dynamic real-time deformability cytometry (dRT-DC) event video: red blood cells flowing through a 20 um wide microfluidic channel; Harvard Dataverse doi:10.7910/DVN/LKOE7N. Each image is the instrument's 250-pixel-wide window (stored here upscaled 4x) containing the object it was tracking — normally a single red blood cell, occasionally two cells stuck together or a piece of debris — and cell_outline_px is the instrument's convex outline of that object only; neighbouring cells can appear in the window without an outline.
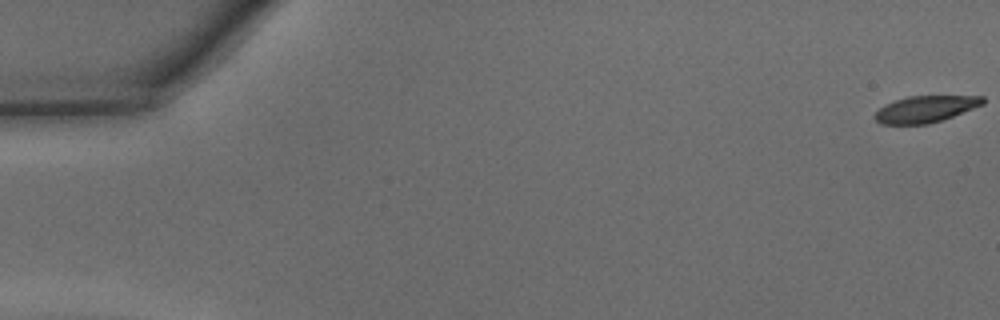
{"species": "common noctule bat (a hibernating species)", "species_latin": "Nyctalus noctula", "temperature_condition": "warm", "stored_images_in_passage": 14, "camera_frame_rate_fps": 3000, "um_per_image_px": 0.085, "animal": {"sex": "male", "body_mass_g": 15.6}, "frame": {"image": 1, "passage_image": 1, "time_ms": 0.0, "image_size_px": [1000, 320], "cell_outline_px": [[984, 104], [952, 116], [928, 124], [880, 124], [872, 116], [884, 104], [908, 96], [984, 96]], "centroid_in_image_um": [78.63, 9.27], "position_along_channel_um": 6.4, "area_um2": 16.59}}